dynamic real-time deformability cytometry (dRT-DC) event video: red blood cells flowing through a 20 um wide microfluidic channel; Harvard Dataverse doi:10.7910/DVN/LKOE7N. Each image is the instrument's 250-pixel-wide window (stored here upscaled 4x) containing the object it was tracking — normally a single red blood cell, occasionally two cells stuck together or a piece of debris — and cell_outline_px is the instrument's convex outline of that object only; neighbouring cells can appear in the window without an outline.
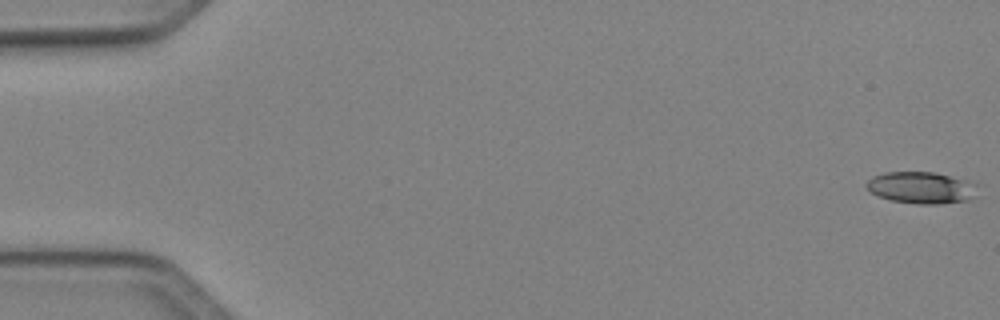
{"species": "Egyptian fruit bat (a non-hibernating species)", "species_latin": "Rousettus aegyptiacus", "temperature_condition": "cold", "stored_images_in_passage": 50, "camera_frame_rate_fps": 3000, "um_per_image_px": 0.085, "animal": {"sex": "female"}, "frame": {"image": 1, "passage_image": 1, "time_ms": 0.0, "image_size_px": [1000, 320], "cell_outline_px": [[976, 184], [972, 196], [968, 200], [936, 204], [916, 204], [892, 200], [876, 196], [864, 184], [872, 176], [884, 172], [936, 172], [964, 180]], "centroid_in_image_um": [78.23, 15.94], "position_along_channel_um": 6.8, "area_um2": 20.29}}
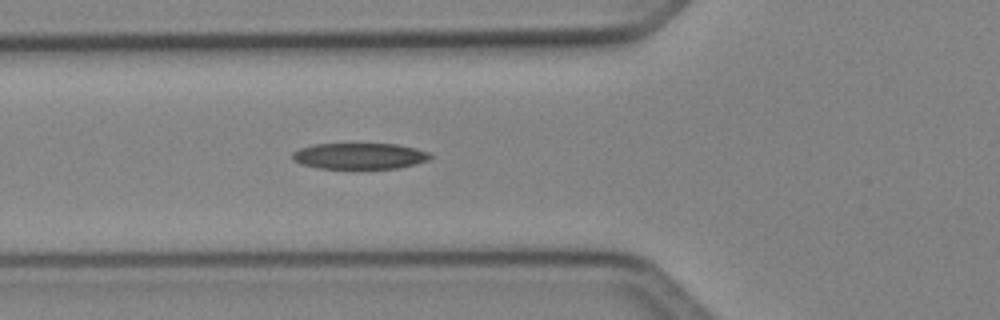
{"frame": {"image": 2, "passage_image": 19, "time_ms": 6.0, "image_size_px": [1000, 320], "cell_outline_px": [[432, 156], [428, 160], [396, 168], [320, 168], [300, 164], [292, 160], [292, 152], [300, 148], [312, 144], [396, 144], [416, 148], [428, 152]], "centroid_in_image_um": [30.51, 13.25], "position_along_channel_um": 95.3, "area_um2": 20.81}}
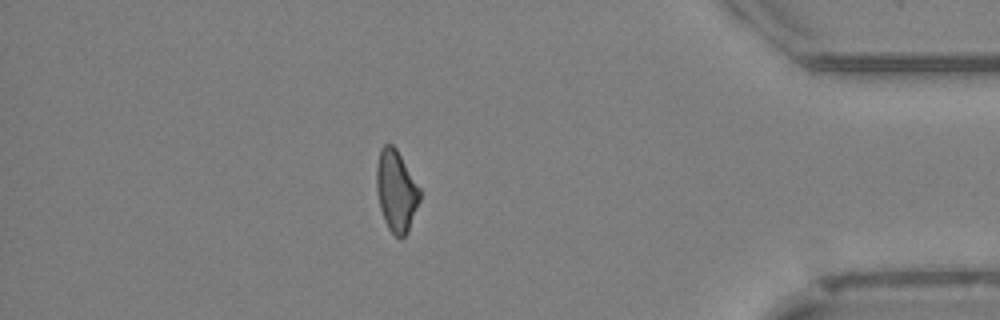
{"frame": {"image": 3, "passage_image": 44, "time_ms": 14.333, "image_size_px": [1000, 320], "cell_outline_px": [[420, 200], [408, 232], [400, 240], [388, 228], [384, 220], [380, 208], [376, 188], [376, 168], [380, 148], [384, 144], [392, 144], [396, 148], [420, 188]], "centroid_in_image_um": [33.67, 16.23], "position_along_channel_um": 401.5, "area_um2": 20.58}, "authors_computed_cell_mechanics": {"area_um2": 21.0681, "velocity_mm_per_s": 4.1165, "shape_relaxation_time_tau1_ms": 7.4349, "shape_relaxation_time_tau2_ms": 5.7029, "deformation_change_tau1": 0.186, "deformation_change_tau2": 0.176}}